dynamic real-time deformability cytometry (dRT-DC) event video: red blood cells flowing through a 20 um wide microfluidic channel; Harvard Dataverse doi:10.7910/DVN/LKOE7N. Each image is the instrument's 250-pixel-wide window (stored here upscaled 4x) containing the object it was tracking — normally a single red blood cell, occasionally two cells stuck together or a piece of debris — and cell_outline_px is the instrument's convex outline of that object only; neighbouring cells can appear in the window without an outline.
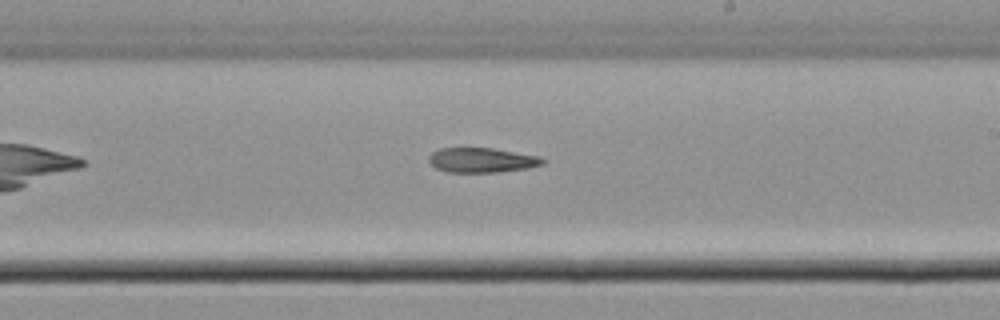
{"species": "common noctule bat (a hibernating species)", "species_latin": "Nyctalus noctula", "temperature_condition": "cold", "stored_images_in_passage": 10, "camera_frame_rate_fps": 3000, "um_per_image_px": 0.085, "animal": {"sex": "male", "body_mass_g": 21.5, "forearm_length_mm": 52.0}, "frame": {"image": 1, "passage_image": 10, "time_ms": 3.0, "image_size_px": [1000, 320], "cell_outline_px": [[544, 164], [528, 168], [496, 172], [448, 172], [436, 168], [428, 160], [428, 156], [432, 152], [440, 148], [492, 148], [540, 156], [544, 160]], "centroid_in_image_um": [40.95, 13.61], "position_along_channel_um": 248.1, "area_um2": 16.36}}